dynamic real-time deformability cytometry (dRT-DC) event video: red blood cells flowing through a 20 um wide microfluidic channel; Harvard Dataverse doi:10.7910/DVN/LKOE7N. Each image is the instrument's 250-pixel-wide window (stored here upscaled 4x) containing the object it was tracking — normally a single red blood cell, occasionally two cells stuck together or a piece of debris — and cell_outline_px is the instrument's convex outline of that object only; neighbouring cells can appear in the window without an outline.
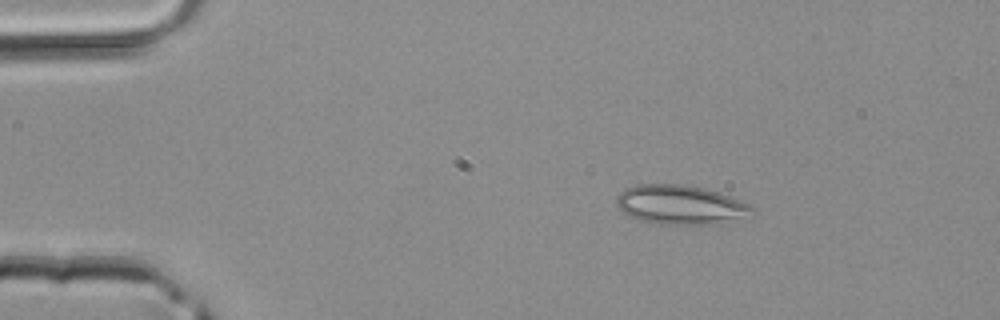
{"species": "common noctule bat (a hibernating species)", "species_latin": "Nyctalus noctula", "temperature_condition": "room temperature", "stored_images_in_passage": 3, "camera_frame_rate_fps": 3000, "um_per_image_px": 0.085, "animal": {"sex": "male", "body_mass_g": 20.4}, "frame": {"image": 1, "passage_image": 1, "time_ms": 0.0, "image_size_px": [1000, 320], "cell_outline_px": [[756, 208], [720, 224], [652, 224], [636, 220], [628, 216], [616, 204], [616, 196], [624, 188], [636, 184], [684, 184], [704, 188], [720, 192], [732, 196], [752, 204]], "centroid_in_image_um": [57.75, 17.39], "position_along_channel_um": 27.2, "area_um2": 31.15}}